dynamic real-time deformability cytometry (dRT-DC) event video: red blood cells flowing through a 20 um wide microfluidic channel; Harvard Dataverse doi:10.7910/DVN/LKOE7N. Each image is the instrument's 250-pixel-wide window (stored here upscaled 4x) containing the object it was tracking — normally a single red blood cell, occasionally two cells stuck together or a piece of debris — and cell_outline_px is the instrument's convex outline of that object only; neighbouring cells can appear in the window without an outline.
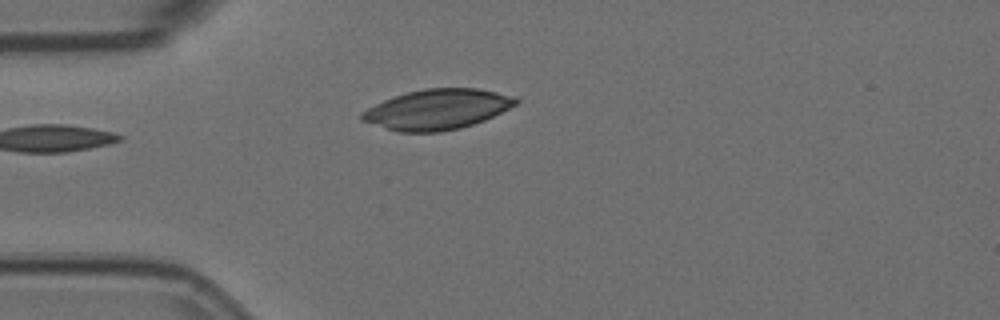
{"species": "Egyptian fruit bat (a non-hibernating species)", "species_latin": "Rousettus aegyptiacus", "temperature_condition": "room temperature", "stored_images_in_passage": 4, "camera_frame_rate_fps": 3000, "um_per_image_px": 0.085, "animal": {"sex": "female"}, "frame": {"image": 1, "passage_image": 4, "time_ms": 1.0, "image_size_px": [1000, 320], "cell_outline_px": [[520, 100], [516, 104], [484, 120], [460, 128], [440, 132], [400, 132], [360, 120], [360, 112], [384, 100], [408, 92], [424, 88], [476, 88], [516, 96]], "centroid_in_image_um": [37.16, 9.29], "position_along_channel_um": 47.8, "area_um2": 35.78}}